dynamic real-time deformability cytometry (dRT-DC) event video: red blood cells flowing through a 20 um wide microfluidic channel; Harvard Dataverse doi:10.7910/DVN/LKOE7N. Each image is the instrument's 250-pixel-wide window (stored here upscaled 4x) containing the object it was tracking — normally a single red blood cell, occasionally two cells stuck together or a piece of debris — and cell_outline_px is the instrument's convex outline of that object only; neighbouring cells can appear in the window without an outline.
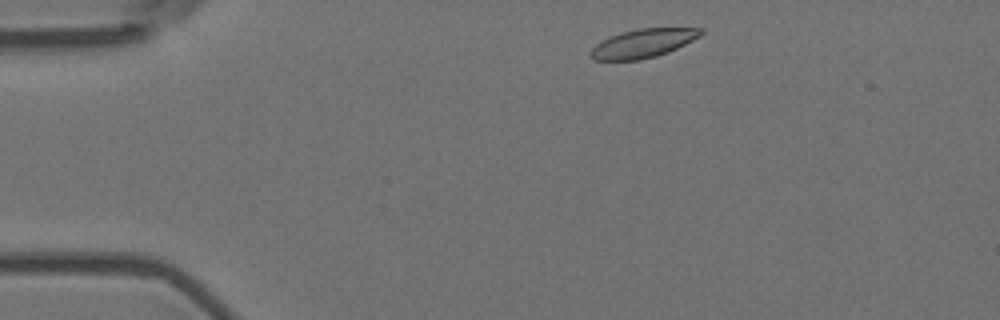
{"species": "Egyptian fruit bat (a non-hibernating species)", "species_latin": "Rousettus aegyptiacus", "temperature_condition": "room temperature", "stored_images_in_passage": 6, "camera_frame_rate_fps": 3000, "um_per_image_px": 0.085, "animal": {"sex": "female"}, "frame": {"image": 1, "passage_image": 1, "time_ms": 0.0, "image_size_px": [1000, 320], "cell_outline_px": [[704, 32], [700, 36], [668, 52], [656, 56], [640, 60], [592, 60], [588, 56], [588, 52], [596, 44], [620, 32], [640, 28], [704, 28]], "centroid_in_image_um": [54.63, 3.69], "position_along_channel_um": 30.4, "area_um2": 18.38}}
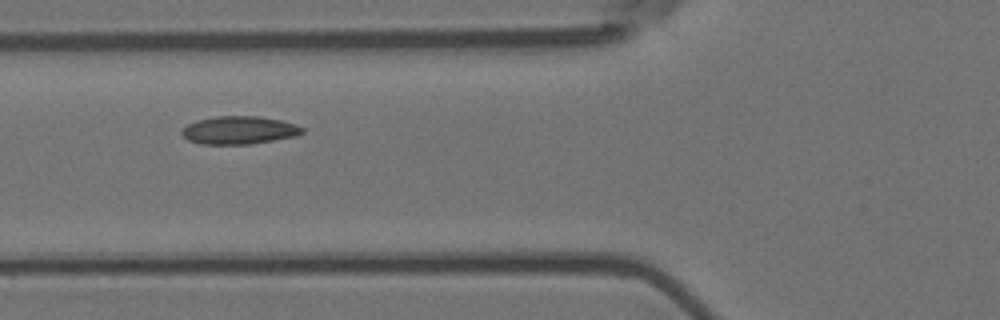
{"frame": {"image": 2, "passage_image": 4, "time_ms": 1.0, "image_size_px": [1000, 320], "cell_outline_px": [[304, 132], [296, 136], [252, 144], [200, 144], [188, 140], [180, 132], [188, 124], [196, 120], [216, 116], [260, 116], [280, 120], [296, 124], [304, 128]], "centroid_in_image_um": [20.34, 11.06], "position_along_channel_um": 105.5, "area_um2": 19.71}}
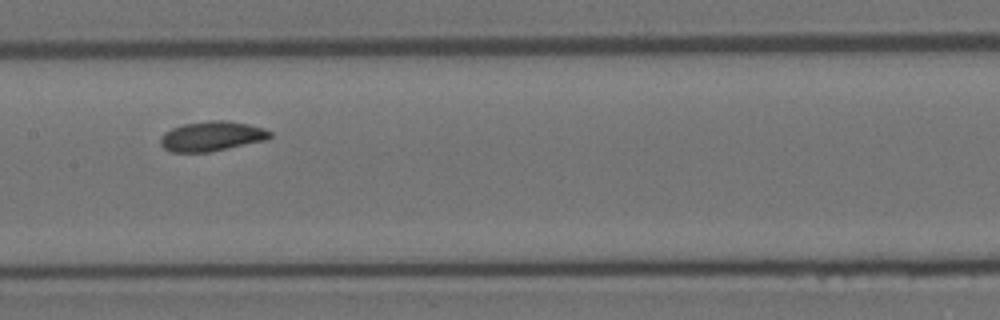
{"frame": {"image": 3, "passage_image": 6, "time_ms": 1.667, "image_size_px": [1000, 320], "cell_outline_px": [[272, 136], [268, 140], [208, 152], [172, 152], [164, 148], [160, 144], [160, 136], [164, 132], [172, 128], [184, 124], [208, 120], [224, 120], [248, 124], [264, 128], [272, 132]], "centroid_in_image_um": [18.01, 11.57], "position_along_channel_um": 189.4, "area_um2": 19.13}}